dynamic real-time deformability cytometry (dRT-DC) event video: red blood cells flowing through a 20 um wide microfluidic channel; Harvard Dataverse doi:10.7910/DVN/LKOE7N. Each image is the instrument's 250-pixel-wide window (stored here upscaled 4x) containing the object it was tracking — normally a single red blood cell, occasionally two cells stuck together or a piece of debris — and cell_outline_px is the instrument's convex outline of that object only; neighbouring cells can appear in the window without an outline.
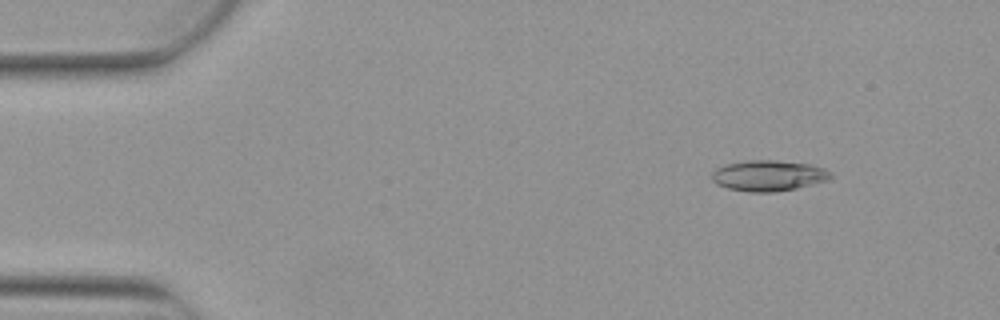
{"species": "Egyptian fruit bat (a non-hibernating species)", "species_latin": "Rousettus aegyptiacus", "temperature_condition": "warm", "stored_images_in_passage": 5, "camera_frame_rate_fps": 3000, "um_per_image_px": 0.085, "animal": {"sex": "female"}, "frame": {"image": 1, "passage_image": 2, "time_ms": 0.333, "image_size_px": [1000, 320], "cell_outline_px": [[832, 176], [828, 180], [796, 188], [776, 192], [748, 192], [728, 188], [716, 184], [712, 180], [712, 172], [716, 168], [724, 164], [748, 160], [776, 160], [808, 164], [824, 168], [832, 172]], "centroid_in_image_um": [65.3, 14.93], "position_along_channel_um": 19.7, "area_um2": 21.39}}
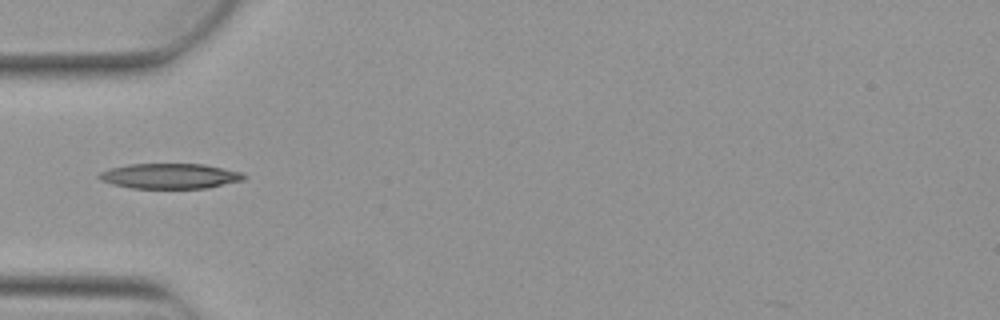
{"frame": {"image": 2, "passage_image": 5, "time_ms": 1.333, "image_size_px": [1000, 320], "cell_outline_px": [[244, 180], [208, 188], [132, 188], [112, 184], [100, 180], [96, 176], [100, 172], [108, 168], [128, 164], [204, 164], [244, 172]], "centroid_in_image_um": [14.43, 14.96], "position_along_channel_um": 70.6, "area_um2": 21.44}}